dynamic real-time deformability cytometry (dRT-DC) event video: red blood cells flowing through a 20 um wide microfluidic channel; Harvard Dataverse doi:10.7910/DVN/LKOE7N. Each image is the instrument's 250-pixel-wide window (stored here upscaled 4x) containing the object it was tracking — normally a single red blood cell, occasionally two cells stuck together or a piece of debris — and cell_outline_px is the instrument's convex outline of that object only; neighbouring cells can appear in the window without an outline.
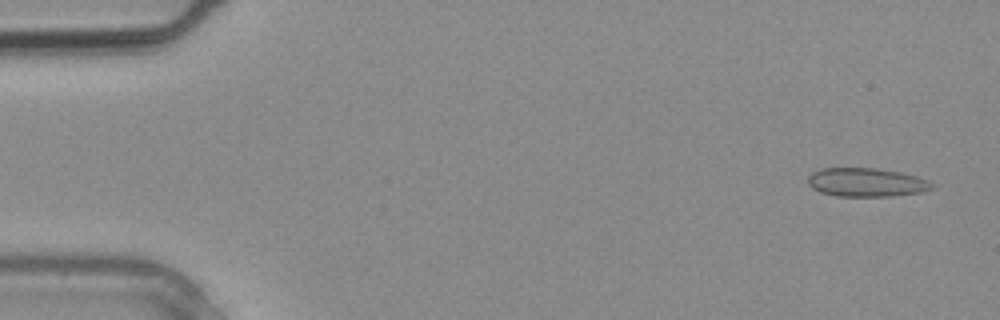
{"species": "common noctule bat (a hibernating species)", "species_latin": "Nyctalus noctula", "temperature_condition": "warm", "stored_images_in_passage": 3, "camera_frame_rate_fps": 3000, "um_per_image_px": 0.085, "animal": {"sex": "male", "body_mass_g": 20.4}, "frame": {"image": 1, "passage_image": 1, "time_ms": 0.0, "image_size_px": [1000, 320], "cell_outline_px": [[936, 188], [924, 192], [888, 196], [836, 196], [820, 192], [812, 188], [808, 184], [808, 176], [812, 172], [820, 168], [876, 168], [900, 172], [916, 176], [928, 180], [936, 184]], "centroid_in_image_um": [73.67, 15.5], "position_along_channel_um": 11.3, "area_um2": 20.98}}
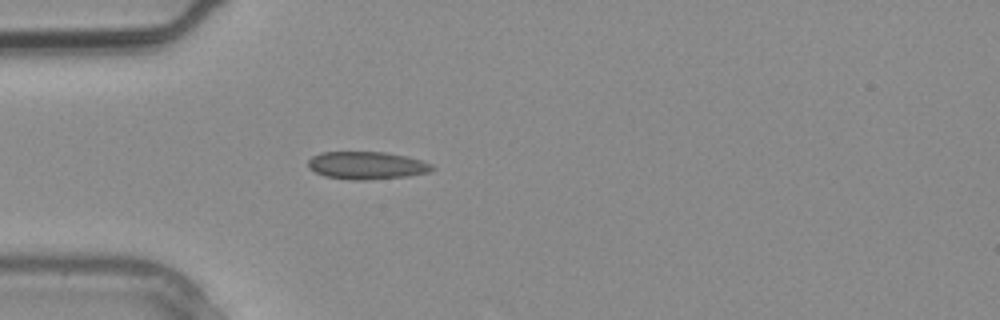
{"frame": {"image": 2, "passage_image": 3, "time_ms": 0.667, "image_size_px": [1000, 320], "cell_outline_px": [[436, 168], [428, 172], [408, 176], [368, 180], [352, 180], [324, 176], [308, 168], [308, 160], [312, 156], [320, 152], [384, 152], [424, 160], [432, 164]], "centroid_in_image_um": [31.18, 14.06], "position_along_channel_um": 53.8, "area_um2": 20.11}}